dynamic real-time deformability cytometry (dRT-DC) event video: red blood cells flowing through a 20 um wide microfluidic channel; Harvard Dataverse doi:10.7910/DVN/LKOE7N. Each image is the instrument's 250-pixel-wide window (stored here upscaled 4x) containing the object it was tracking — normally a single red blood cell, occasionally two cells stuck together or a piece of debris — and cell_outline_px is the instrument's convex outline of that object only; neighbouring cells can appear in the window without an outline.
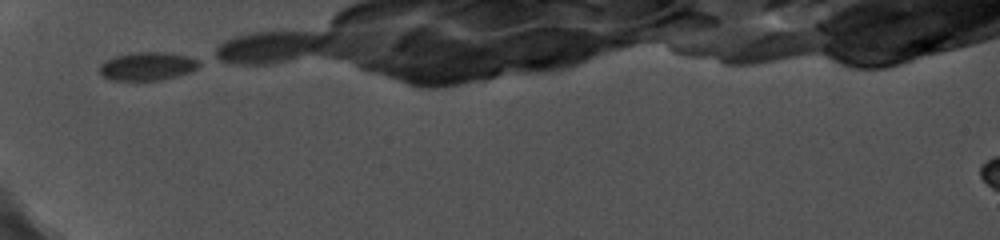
{"species": "common noctule bat (a hibernating species)", "species_latin": "Nyctalus noctula", "temperature_condition": "cold", "stored_images_in_passage": 26, "camera_frame_rate_fps": 5000, "um_per_image_px": 0.085, "animal": {"sex": "female", "body_mass_g": 19.0, "forearm_length_mm": 56.7}, "frame": {"image": 1, "passage_image": 1, "time_ms": 0.0, "image_size_px": [1000, 240], "cell_outline_px": [[200, 64], [192, 72], [160, 80], [108, 80], [100, 72], [100, 64], [104, 60], [128, 52], [168, 52], [188, 56], [200, 60]], "centroid_in_image_um": [12.53, 5.62], "position_along_channel_um": 72.5, "area_um2": 16.59}}
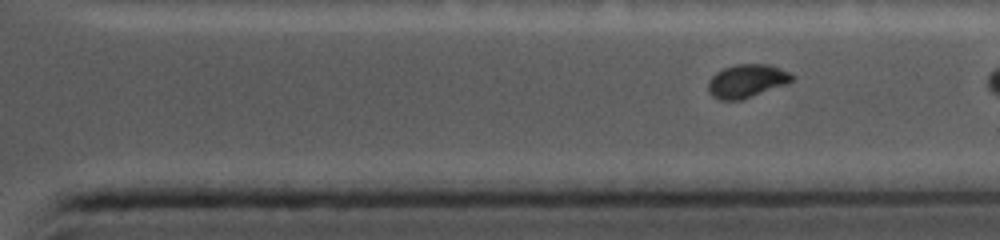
{"frame": {"image": 2, "passage_image": 22, "time_ms": 7.4, "image_size_px": [1000, 240], "cell_outline_px": [[796, 76], [788, 84], [740, 100], [720, 100], [712, 96], [708, 92], [708, 80], [716, 72], [724, 68], [736, 64], [768, 64], [792, 72]], "centroid_in_image_um": [63.5, 6.88], "position_along_channel_um": 347.9, "area_um2": 16.47}}